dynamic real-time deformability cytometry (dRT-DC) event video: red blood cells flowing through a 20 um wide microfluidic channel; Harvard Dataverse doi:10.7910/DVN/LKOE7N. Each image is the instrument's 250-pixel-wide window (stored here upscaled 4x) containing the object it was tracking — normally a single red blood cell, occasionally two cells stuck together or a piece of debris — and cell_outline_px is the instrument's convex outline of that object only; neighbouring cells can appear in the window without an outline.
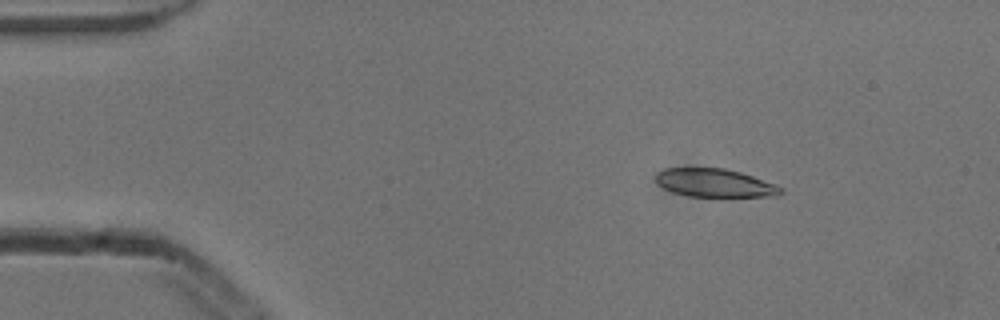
{"species": "common noctule bat (a hibernating species)", "species_latin": "Nyctalus noctula", "temperature_condition": "cold", "stored_images_in_passage": 5, "camera_frame_rate_fps": 3000, "um_per_image_px": 0.085, "animal": {"sex": "male", "body_mass_g": 13.3}, "frame": {"image": 1, "passage_image": 3, "time_ms": 0.667, "image_size_px": [1000, 320], "cell_outline_px": [[784, 192], [776, 196], [688, 196], [672, 192], [664, 188], [656, 180], [656, 172], [664, 168], [724, 168], [740, 172], [776, 184], [784, 188]], "centroid_in_image_um": [60.77, 15.54], "position_along_channel_um": 24.2, "area_um2": 20.52}}